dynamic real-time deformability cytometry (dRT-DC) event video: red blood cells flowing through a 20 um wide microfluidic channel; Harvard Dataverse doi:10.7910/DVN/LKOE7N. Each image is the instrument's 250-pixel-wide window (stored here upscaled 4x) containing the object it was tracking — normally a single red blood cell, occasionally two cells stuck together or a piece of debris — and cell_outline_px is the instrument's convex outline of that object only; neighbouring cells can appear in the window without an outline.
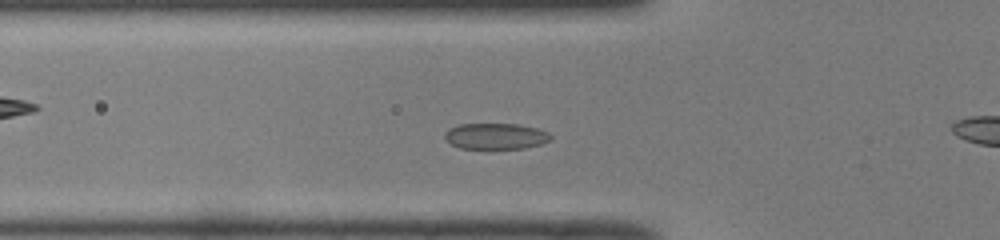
{"species": "common noctule bat (a hibernating species)", "species_latin": "Nyctalus noctula", "temperature_condition": "room temperature", "stored_images_in_passage": 45, "camera_frame_rate_fps": 3000, "um_per_image_px": 0.085, "animal": {"sex": "male", "body_mass_g": 19.0, "forearm_length_mm": 50.8}, "frame": {"image": 1, "passage_image": 11, "time_ms": 3.333, "image_size_px": [1000, 240], "cell_outline_px": [[552, 140], [540, 144], [524, 148], [460, 148], [444, 140], [444, 132], [448, 128], [460, 124], [520, 124], [536, 128], [548, 132], [552, 136]], "centroid_in_image_um": [42.12, 11.57], "position_along_channel_um": 83.7, "area_um2": 16.13}}
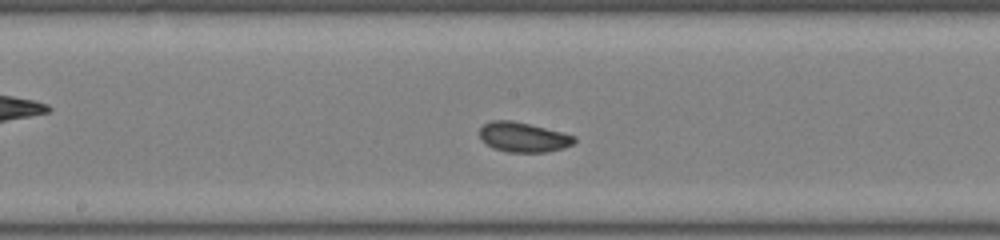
{"frame": {"image": 2, "passage_image": 20, "time_ms": 6.333, "image_size_px": [1000, 240], "cell_outline_px": [[576, 140], [572, 144], [564, 148], [548, 152], [508, 152], [492, 148], [480, 140], [480, 128], [484, 124], [492, 120], [512, 120], [576, 136]], "centroid_in_image_um": [44.45, 11.67], "position_along_channel_um": 203.8, "area_um2": 16.42}}
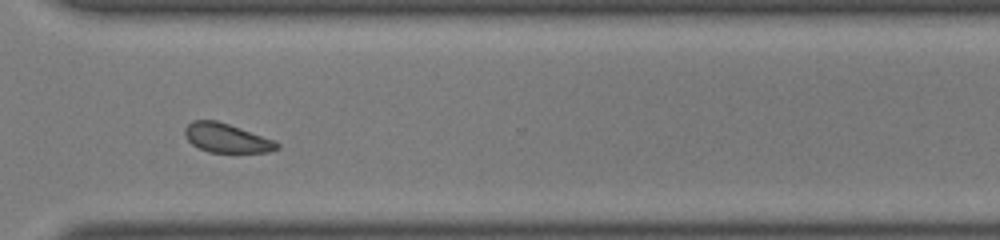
{"frame": {"image": 3, "passage_image": 31, "time_ms": 10.0, "image_size_px": [1000, 240], "cell_outline_px": [[280, 148], [268, 152], [208, 152], [192, 144], [184, 136], [184, 128], [192, 120], [216, 120], [276, 140], [280, 144]], "centroid_in_image_um": [19.27, 11.73], "position_along_channel_um": 351.3, "area_um2": 15.66}, "authors_computed_cell_mechanics": {"area_um2": 16.5886, "velocity_mm_per_s": 4.0057, "shape_relaxation_time_tau1_ms": 2.2137, "shape_relaxation_time_tau2_ms": null, "deformation_change_tau1": 0.0887, "deformation_change_tau2": null}}